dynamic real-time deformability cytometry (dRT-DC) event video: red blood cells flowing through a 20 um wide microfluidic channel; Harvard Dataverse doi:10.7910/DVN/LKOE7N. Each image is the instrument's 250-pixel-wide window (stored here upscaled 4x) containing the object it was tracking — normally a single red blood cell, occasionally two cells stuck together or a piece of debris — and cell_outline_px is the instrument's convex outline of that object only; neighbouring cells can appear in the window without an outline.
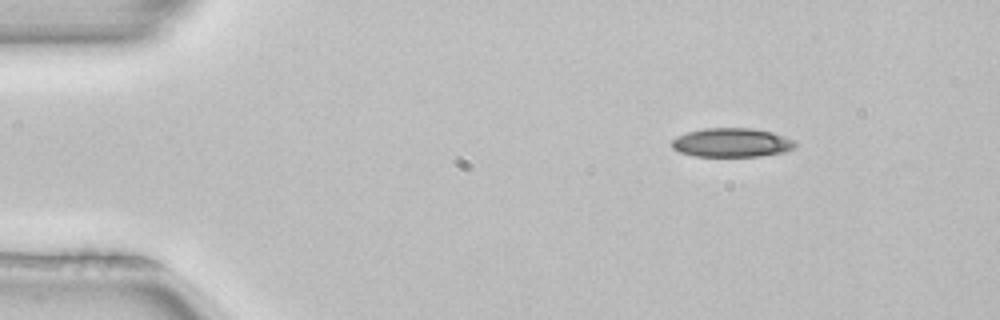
{"species": "common noctule bat (a hibernating species)", "species_latin": "Nyctalus noctula", "temperature_condition": "room temperature", "stored_images_in_passage": 4, "camera_frame_rate_fps": 3000, "um_per_image_px": 0.085, "animal": {"sex": "female", "body_mass_g": 22.7, "forearm_length_mm": 54.2}, "frame": {"image": 1, "passage_image": 2, "time_ms": 0.333, "image_size_px": [1000, 320], "cell_outline_px": [[796, 148], [784, 152], [760, 156], [696, 156], [680, 152], [672, 148], [672, 140], [676, 136], [688, 132], [704, 128], [752, 128], [772, 132], [796, 140]], "centroid_in_image_um": [62.23, 12.12], "position_along_channel_um": 22.8, "area_um2": 20.92}}
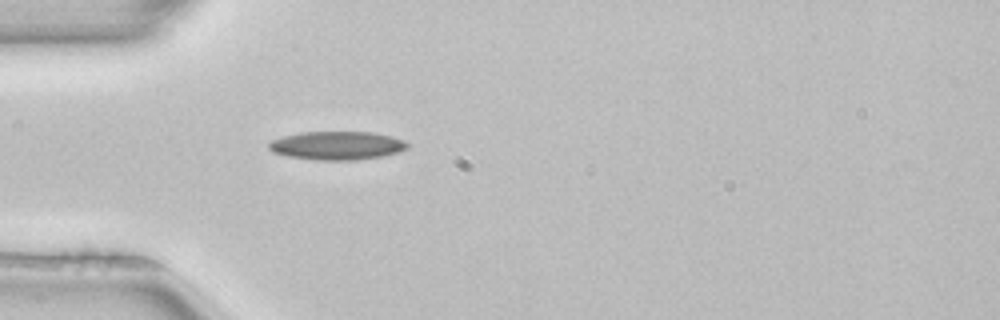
{"frame": {"image": 2, "passage_image": 4, "time_ms": 1.0, "image_size_px": [1000, 320], "cell_outline_px": [[412, 144], [408, 148], [400, 152], [384, 156], [356, 160], [316, 160], [288, 156], [272, 152], [268, 148], [268, 144], [272, 140], [284, 136], [300, 132], [372, 132], [392, 136], [404, 140]], "centroid_in_image_um": [28.7, 12.37], "position_along_channel_um": 56.3, "area_um2": 23.24}}